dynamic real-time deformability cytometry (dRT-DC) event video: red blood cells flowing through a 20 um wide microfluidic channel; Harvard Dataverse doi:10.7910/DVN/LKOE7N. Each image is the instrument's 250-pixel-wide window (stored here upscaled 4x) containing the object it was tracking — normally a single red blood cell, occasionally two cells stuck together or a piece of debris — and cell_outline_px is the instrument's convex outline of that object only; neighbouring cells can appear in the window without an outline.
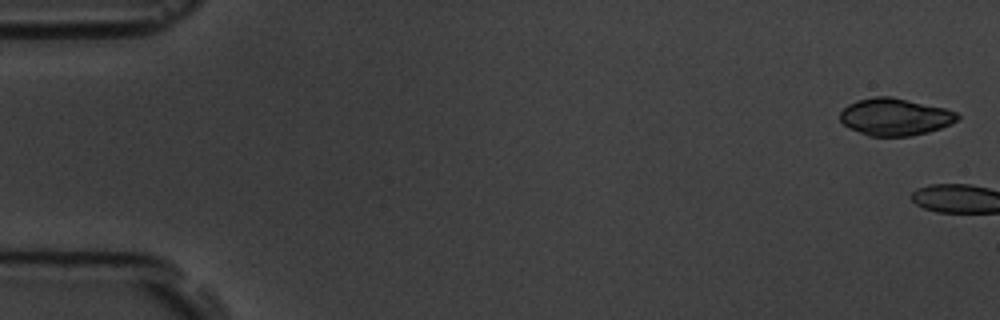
{"species": "common noctule bat (a hibernating species)", "species_latin": "Nyctalus noctula", "temperature_condition": "room temperature", "stored_images_in_passage": 6, "segment_of_instrument_passage": [2, 2], "camera_frame_rate_fps": 3000, "um_per_image_px": 0.085, "animal": {"sex": "male", "body_mass_g": 19.5, "forearm_length_mm": 54.6}, "frame": {"image": 1, "passage_image": 6, "time_ms": 6.667, "image_size_px": [1000, 320], "cell_outline_px": [[960, 116], [956, 120], [940, 128], [928, 132], [912, 136], [868, 136], [844, 124], [840, 120], [840, 112], [848, 104], [856, 100], [876, 96], [892, 96], [944, 108], [956, 112]], "centroid_in_image_um": [76.05, 9.92], "position_along_channel_um": 8.9, "area_um2": 25.26}}